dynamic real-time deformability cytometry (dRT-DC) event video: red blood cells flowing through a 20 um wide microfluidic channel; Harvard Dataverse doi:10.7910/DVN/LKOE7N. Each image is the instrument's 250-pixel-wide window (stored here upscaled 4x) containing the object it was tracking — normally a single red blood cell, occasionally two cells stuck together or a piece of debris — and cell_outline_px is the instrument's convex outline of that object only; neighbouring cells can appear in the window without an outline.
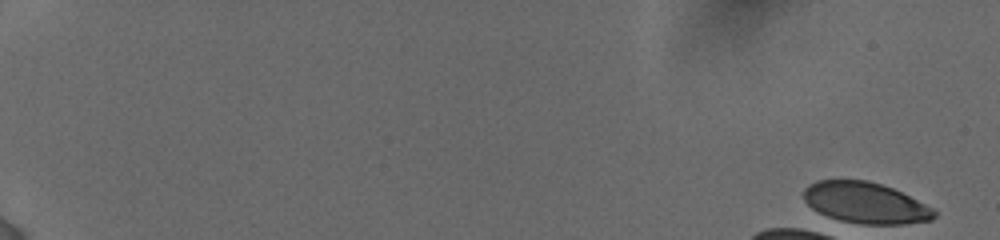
{"species": "human", "species_latin": "Homo sapiens", "temperature_condition": "cold", "stored_images_in_passage": 1, "camera_frame_rate_fps": 3000, "um_per_image_px": 0.085, "donor": {"sex": "female"}, "frame": {"image": 1, "passage_image": 1, "time_ms": 0.0, "image_size_px": [1000, 240], "cell_outline_px": [[936, 216], [932, 220], [904, 224], [864, 224], [840, 220], [828, 216], [812, 208], [804, 200], [804, 188], [808, 184], [816, 180], [868, 180], [892, 188], [932, 208], [936, 212]], "centroid_in_image_um": [73.54, 17.24], "position_along_channel_um": 11.5, "area_um2": 30.92}}